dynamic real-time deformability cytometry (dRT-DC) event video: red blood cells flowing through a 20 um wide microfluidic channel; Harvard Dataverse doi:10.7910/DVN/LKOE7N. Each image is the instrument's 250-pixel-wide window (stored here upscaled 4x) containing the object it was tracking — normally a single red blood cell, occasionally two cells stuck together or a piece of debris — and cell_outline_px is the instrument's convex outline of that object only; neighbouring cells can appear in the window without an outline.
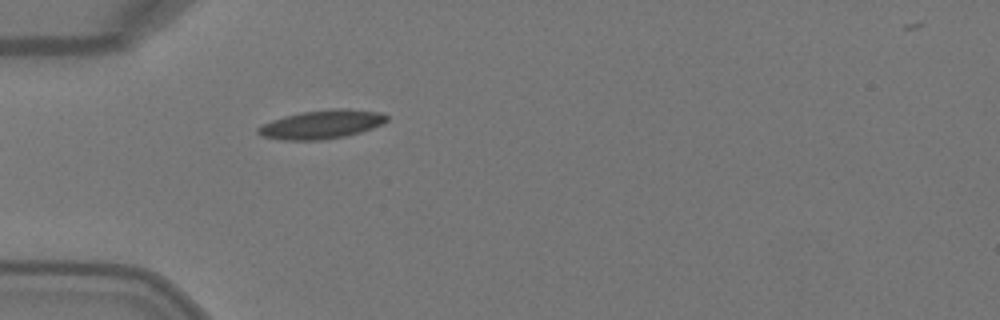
{"species": "Egyptian fruit bat (a non-hibernating species)", "species_latin": "Rousettus aegyptiacus", "temperature_condition": "warm", "stored_images_in_passage": 2, "camera_frame_rate_fps": 3000, "um_per_image_px": 0.085, "animal": {"sex": "female"}, "frame": {"image": 1, "passage_image": 2, "time_ms": 0.333, "image_size_px": [1000, 320], "cell_outline_px": [[388, 120], [372, 128], [360, 132], [344, 136], [320, 140], [280, 140], [260, 136], [256, 132], [256, 128], [272, 120], [284, 116], [300, 112], [332, 108], [348, 108], [380, 112], [388, 116]], "centroid_in_image_um": [27.31, 10.57], "position_along_channel_um": 57.7, "area_um2": 21.62}}